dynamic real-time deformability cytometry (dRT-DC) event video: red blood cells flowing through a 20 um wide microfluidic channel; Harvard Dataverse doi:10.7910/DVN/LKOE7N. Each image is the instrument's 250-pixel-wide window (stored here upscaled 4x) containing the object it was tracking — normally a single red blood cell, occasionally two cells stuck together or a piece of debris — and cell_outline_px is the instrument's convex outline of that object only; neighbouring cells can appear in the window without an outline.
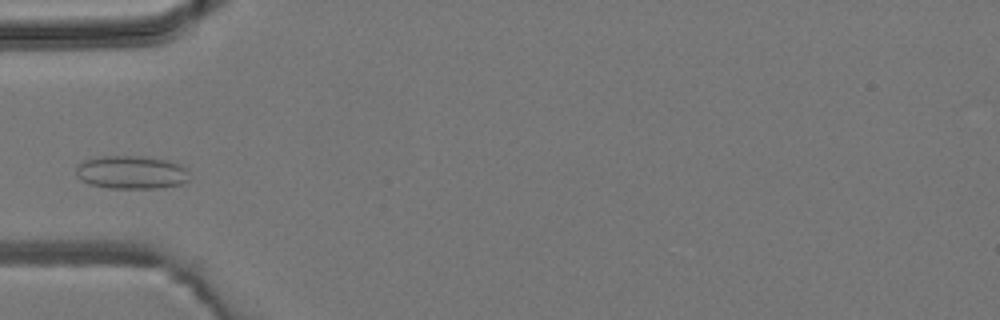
{"species": "common noctule bat (a hibernating species)", "species_latin": "Nyctalus noctula", "temperature_condition": "room temperature", "stored_images_in_passage": 3, "camera_frame_rate_fps": 3000, "um_per_image_px": 0.085, "animal": {"sex": "male", "body_mass_g": 19.2, "forearm_length_mm": 51.8}, "frame": {"image": 1, "passage_image": 2, "time_ms": 2.0, "image_size_px": [1000, 320], "cell_outline_px": [[188, 180], [180, 184], [160, 188], [112, 188], [88, 184], [80, 180], [76, 176], [76, 164], [84, 160], [100, 156], [144, 156], [168, 160], [180, 164], [188, 172]], "centroid_in_image_um": [11.12, 14.64], "position_along_channel_um": 73.9, "area_um2": 22.14}}